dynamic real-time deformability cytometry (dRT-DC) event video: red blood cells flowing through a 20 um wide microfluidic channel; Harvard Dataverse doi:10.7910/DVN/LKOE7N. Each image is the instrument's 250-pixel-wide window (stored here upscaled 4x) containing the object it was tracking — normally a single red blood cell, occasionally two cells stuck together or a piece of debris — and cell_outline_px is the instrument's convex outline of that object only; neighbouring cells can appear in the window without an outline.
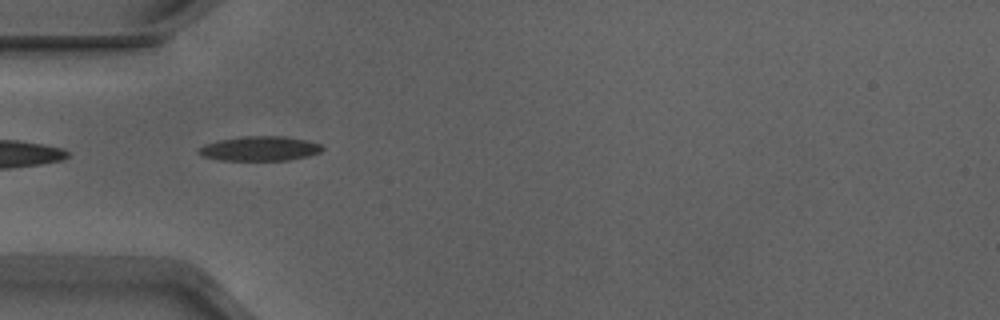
{"species": "Egyptian fruit bat (a non-hibernating species)", "species_latin": "Rousettus aegyptiacus", "temperature_condition": "warm", "stored_images_in_passage": 37, "camera_frame_rate_fps": 3000, "um_per_image_px": 0.085, "animal": {"sex": "male"}, "frame": {"image": 1, "passage_image": 1, "time_ms": 0.0, "image_size_px": [1000, 320], "cell_outline_px": [[324, 148], [320, 152], [308, 156], [288, 160], [220, 160], [204, 156], [196, 152], [196, 148], [204, 144], [216, 140], [244, 136], [280, 136], [304, 140], [320, 144]], "centroid_in_image_um": [22.02, 12.63], "position_along_channel_um": 63.0, "area_um2": 17.69}}
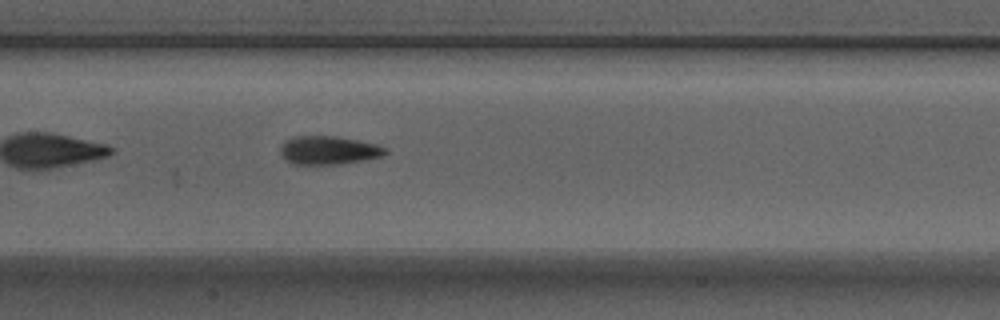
{"frame": {"image": 2, "passage_image": 10, "time_ms": 3.0, "image_size_px": [1000, 320], "cell_outline_px": [[388, 152], [384, 156], [364, 160], [340, 164], [292, 164], [280, 152], [280, 144], [284, 140], [292, 136], [336, 136], [376, 144], [388, 148]], "centroid_in_image_um": [27.94, 12.76], "position_along_channel_um": 179.5, "area_um2": 17.51}}
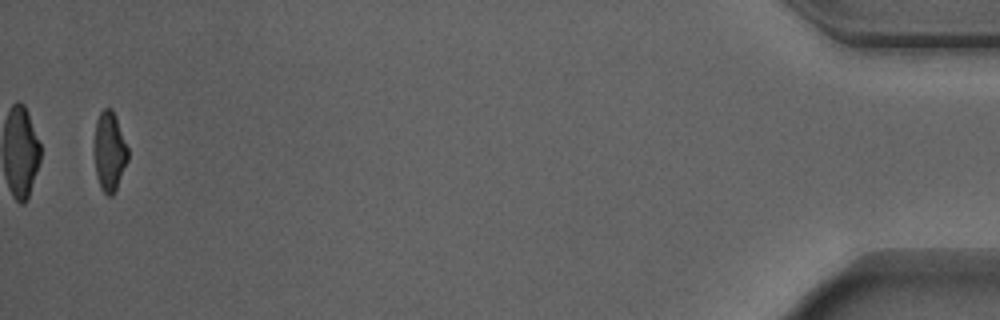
{"frame": {"image": 3, "passage_image": 36, "time_ms": 11.667, "image_size_px": [1000, 320], "cell_outline_px": [[128, 160], [116, 188], [112, 196], [108, 196], [100, 188], [96, 176], [92, 144], [96, 120], [100, 112], [104, 108], [112, 108], [128, 148]], "centroid_in_image_um": [9.26, 12.86], "position_along_channel_um": 425.9, "area_um2": 15.9}, "authors_computed_cell_mechanics": {"area_um2": 16.9354, "velocity_mm_per_s": 3.9165, "shape_relaxation_time_tau1_ms": 4.9047, "shape_relaxation_time_tau2_ms": 2.0086, "deformation_change_tau1": 0.1976, "deformation_change_tau2": 0.0989}}